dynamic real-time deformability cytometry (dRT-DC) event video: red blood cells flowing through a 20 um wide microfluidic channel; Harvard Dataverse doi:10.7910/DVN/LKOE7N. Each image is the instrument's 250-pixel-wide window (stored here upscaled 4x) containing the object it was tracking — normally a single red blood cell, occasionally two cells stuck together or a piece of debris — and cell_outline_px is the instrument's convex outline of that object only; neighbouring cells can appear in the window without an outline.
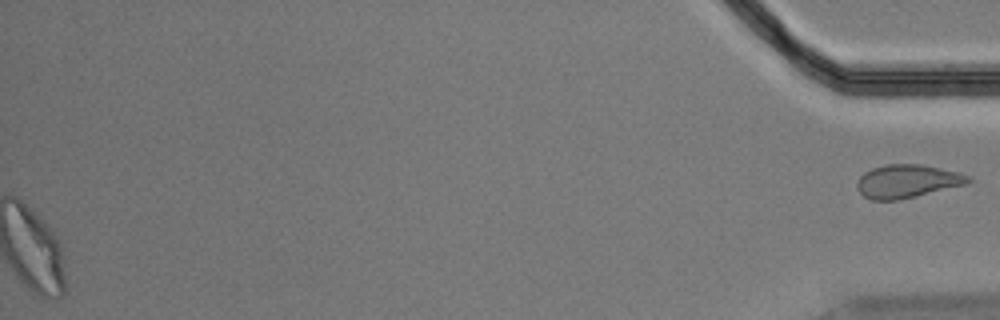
{"species": "Egyptian fruit bat (a non-hibernating species)", "species_latin": "Rousettus aegyptiacus", "temperature_condition": "cold", "stored_images_in_passage": 57, "segment_of_instrument_passage": [2, 2], "camera_frame_rate_fps": 3000, "um_per_image_px": 0.085, "animal": {"sex": "male"}, "frame": {"image": 1, "passage_image": 57, "time_ms": 18.667, "image_size_px": [1000, 320], "cell_outline_px": [[972, 180], [968, 184], [896, 200], [872, 200], [864, 196], [856, 188], [856, 184], [860, 176], [864, 172], [872, 168], [884, 164], [920, 164], [960, 172], [972, 176]], "centroid_in_image_um": [77.13, 15.39], "position_along_channel_um": 358.1, "area_um2": 21.62}}